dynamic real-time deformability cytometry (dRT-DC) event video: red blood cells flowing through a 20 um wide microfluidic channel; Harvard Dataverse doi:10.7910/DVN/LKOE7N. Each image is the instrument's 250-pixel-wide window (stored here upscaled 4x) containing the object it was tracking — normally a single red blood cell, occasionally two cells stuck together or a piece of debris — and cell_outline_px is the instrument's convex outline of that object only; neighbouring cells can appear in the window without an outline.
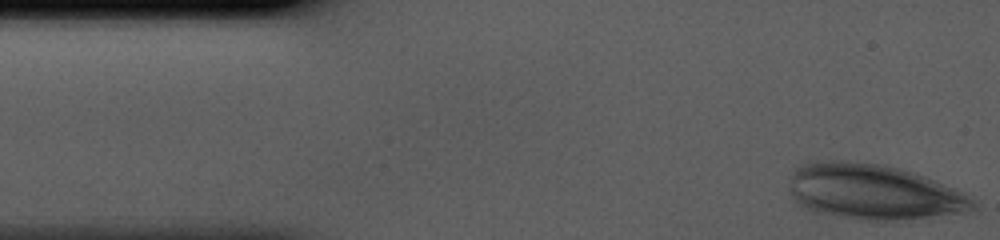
{"species": "human", "species_latin": "Homo sapiens", "temperature_condition": "cold", "stored_images_in_passage": 36, "camera_frame_rate_fps": 3000, "um_per_image_px": 0.085, "donor": {"sex": "male"}, "frame": {"image": 1, "passage_image": 1, "time_ms": 0.0, "image_size_px": [1000, 240], "cell_outline_px": [[976, 208], [960, 212], [892, 220], [860, 220], [836, 216], [816, 212], [804, 208], [796, 204], [788, 192], [788, 188], [792, 172], [800, 164], [808, 160], [848, 160], [884, 164], [900, 168], [924, 176], [952, 188], [960, 192], [972, 200], [976, 204]], "centroid_in_image_um": [74.07, 16.27], "position_along_channel_um": 10.9, "area_um2": 59.25}}
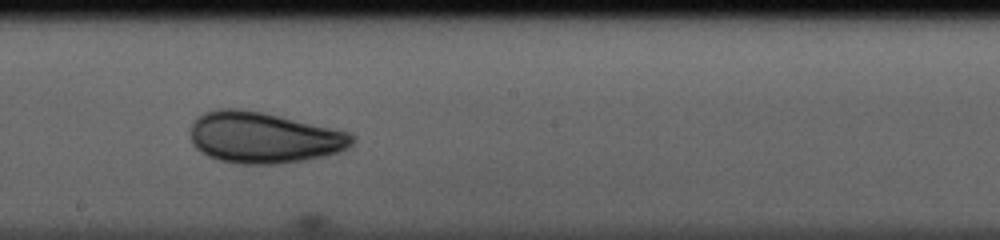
{"frame": {"image": 2, "passage_image": 22, "time_ms": 7.0, "image_size_px": [1000, 240], "cell_outline_px": [[356, 140], [348, 148], [340, 152], [324, 156], [304, 160], [280, 164], [236, 164], [220, 160], [208, 156], [200, 152], [192, 144], [192, 124], [204, 112], [220, 108], [236, 108], [260, 112], [352, 132]], "centroid_in_image_um": [22.45, 11.71], "position_along_channel_um": 225.8, "area_um2": 48.21}}
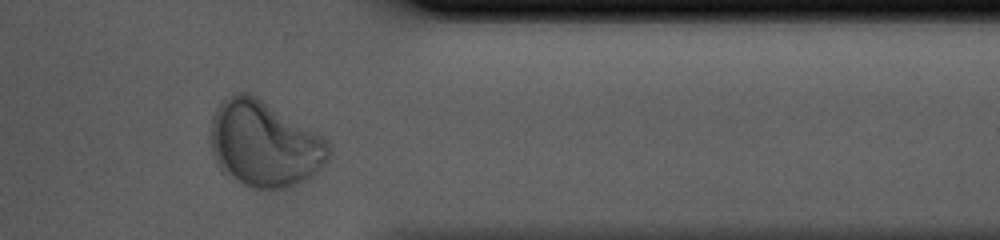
{"frame": {"image": 3, "passage_image": 34, "time_ms": 11.0, "image_size_px": [1000, 240], "cell_outline_px": [[332, 152], [324, 164], [308, 180], [288, 188], [256, 188], [244, 184], [232, 176], [216, 160], [212, 152], [208, 140], [208, 128], [212, 116], [216, 108], [232, 92], [248, 92], [256, 96], [324, 136], [332, 144]], "centroid_in_image_um": [22.49, 12.2], "position_along_channel_um": 388.9, "area_um2": 59.48}}